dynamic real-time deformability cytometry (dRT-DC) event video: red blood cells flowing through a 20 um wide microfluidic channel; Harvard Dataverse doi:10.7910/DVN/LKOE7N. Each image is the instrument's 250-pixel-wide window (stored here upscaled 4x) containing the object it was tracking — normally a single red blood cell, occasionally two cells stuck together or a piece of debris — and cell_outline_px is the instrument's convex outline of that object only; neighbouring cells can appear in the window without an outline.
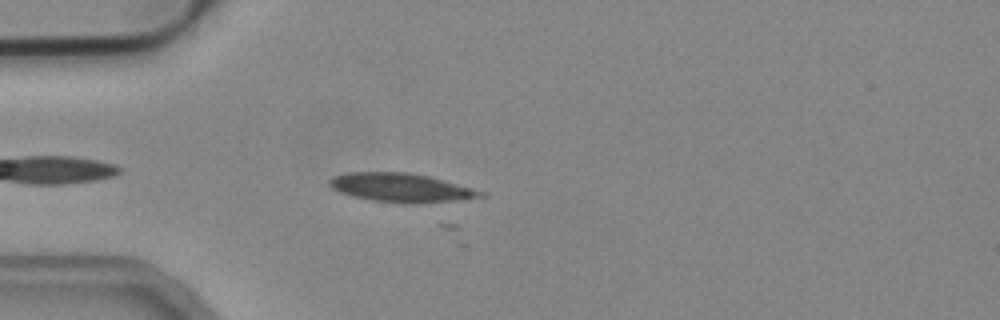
{"species": "common noctule bat (a hibernating species)", "species_latin": "Nyctalus noctula", "temperature_condition": "cold", "stored_images_in_passage": 4, "camera_frame_rate_fps": 3000, "um_per_image_px": 0.085, "animal": {"sex": "male", "body_mass_g": 19.2, "forearm_length_mm": 51.8}, "frame": {"image": 1, "passage_image": 2, "time_ms": 0.333, "image_size_px": [1000, 320], "cell_outline_px": [[488, 196], [452, 200], [412, 204], [372, 200], [352, 196], [340, 192], [332, 188], [328, 184], [328, 180], [332, 176], [348, 172], [408, 172], [428, 176], [472, 188], [484, 192]], "centroid_in_image_um": [34.03, 15.94], "position_along_channel_um": 51.0, "area_um2": 25.14}}